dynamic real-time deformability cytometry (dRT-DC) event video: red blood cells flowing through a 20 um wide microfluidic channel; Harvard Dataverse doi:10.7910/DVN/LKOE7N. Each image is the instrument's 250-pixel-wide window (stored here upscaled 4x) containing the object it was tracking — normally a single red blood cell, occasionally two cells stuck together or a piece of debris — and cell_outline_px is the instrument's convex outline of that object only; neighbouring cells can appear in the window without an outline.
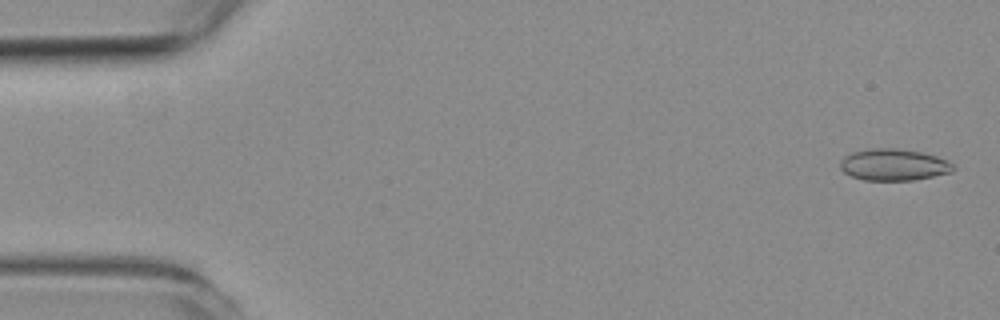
{"species": "common noctule bat (a hibernating species)", "species_latin": "Nyctalus noctula", "temperature_condition": "room temperature", "stored_images_in_passage": 9, "camera_frame_rate_fps": 3000, "um_per_image_px": 0.085, "animal": {"sex": "female", "body_mass_g": 19.3, "forearm_length_mm": 54.1}, "frame": {"image": 1, "passage_image": 2, "time_ms": 0.333, "image_size_px": [1000, 320], "cell_outline_px": [[956, 168], [952, 172], [912, 180], [864, 180], [852, 176], [844, 172], [840, 168], [840, 160], [844, 156], [852, 152], [868, 148], [896, 148], [924, 152], [948, 160]], "centroid_in_image_um": [75.96, 13.99], "position_along_channel_um": 9.0, "area_um2": 20.98}}